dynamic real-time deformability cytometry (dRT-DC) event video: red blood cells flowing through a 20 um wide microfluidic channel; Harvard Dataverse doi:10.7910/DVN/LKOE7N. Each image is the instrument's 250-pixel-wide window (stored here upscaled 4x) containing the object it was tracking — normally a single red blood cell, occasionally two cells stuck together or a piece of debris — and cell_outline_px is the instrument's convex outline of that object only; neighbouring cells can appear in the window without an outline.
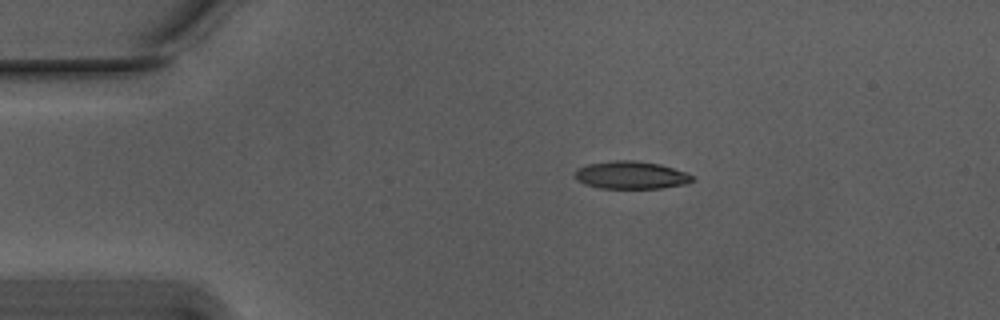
{"species": "Egyptian fruit bat (a non-hibernating species)", "species_latin": "Rousettus aegyptiacus", "temperature_condition": "warm", "stored_images_in_passage": 37, "camera_frame_rate_fps": 3000, "um_per_image_px": 0.085, "animal": {"sex": "male"}, "frame": {"image": 1, "passage_image": 1, "time_ms": 0.0, "image_size_px": [1000, 320], "cell_outline_px": [[696, 180], [688, 184], [660, 188], [600, 188], [584, 184], [576, 180], [576, 172], [580, 168], [588, 164], [616, 160], [632, 160], [660, 164], [696, 176]], "centroid_in_image_um": [53.7, 14.89], "position_along_channel_um": 31.3, "area_um2": 18.9}}
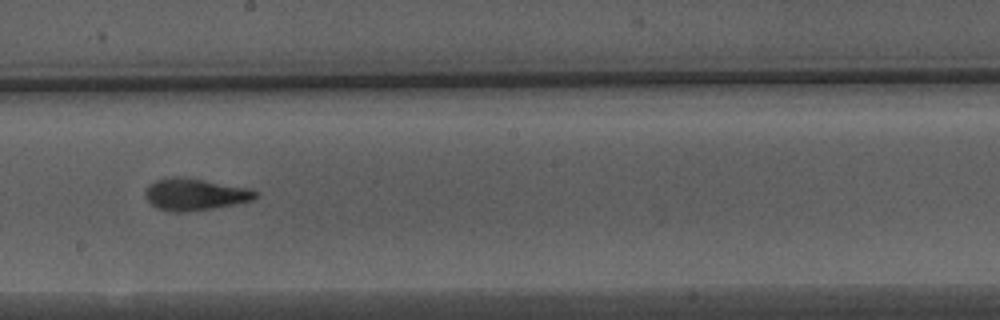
{"frame": {"image": 2, "passage_image": 21, "time_ms": 6.667, "image_size_px": [1000, 320], "cell_outline_px": [[260, 192], [252, 200], [212, 208], [184, 212], [172, 212], [156, 208], [148, 200], [144, 192], [156, 180], [172, 176], [184, 176], [248, 188]], "centroid_in_image_um": [16.56, 16.51], "position_along_channel_um": 231.6, "area_um2": 20.29}}
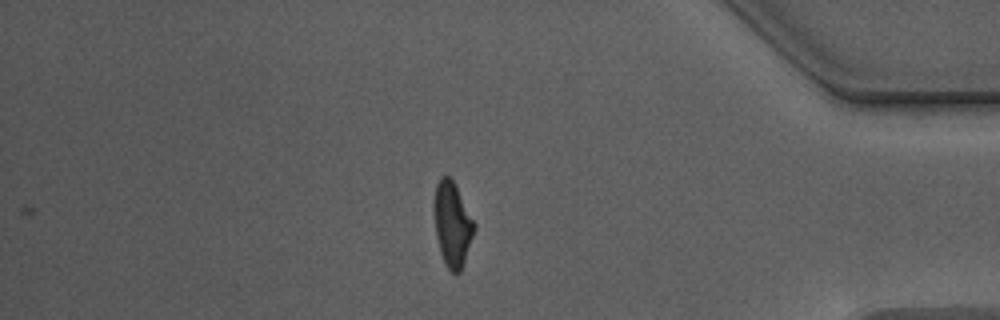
{"frame": {"image": 3, "passage_image": 37, "time_ms": 12.0, "image_size_px": [1000, 320], "cell_outline_px": [[476, 228], [460, 272], [456, 276], [444, 264], [440, 252], [436, 236], [436, 184], [440, 176], [448, 176], [452, 180], [476, 224]], "centroid_in_image_um": [38.48, 19.12], "position_along_channel_um": 396.7, "area_um2": 19.19}, "authors_computed_cell_mechanics": {"area_um2": 19.9988, "velocity_mm_per_s": 3.7551, "shape_relaxation_time_tau1_ms": 4.2252, "shape_relaxation_time_tau2_ms": 1.5395, "deformation_change_tau1": 0.1913, "deformation_change_tau2": 0.1017}}